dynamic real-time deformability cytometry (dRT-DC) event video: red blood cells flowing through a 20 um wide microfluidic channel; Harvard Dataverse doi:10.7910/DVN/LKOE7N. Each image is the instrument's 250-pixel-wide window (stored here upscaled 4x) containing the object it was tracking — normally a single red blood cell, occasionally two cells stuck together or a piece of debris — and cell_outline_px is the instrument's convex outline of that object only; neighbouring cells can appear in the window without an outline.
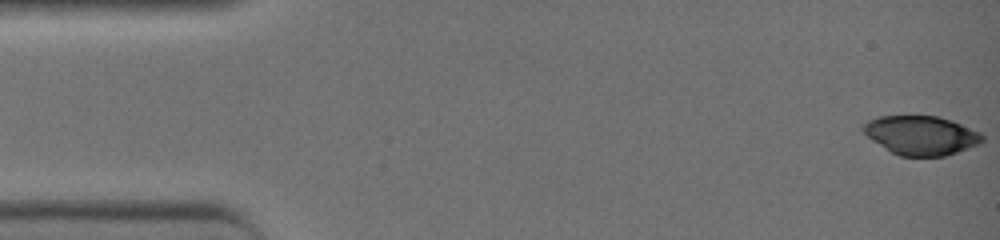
{"species": "common noctule bat (a hibernating species)", "species_latin": "Nyctalus noctula", "temperature_condition": "warm", "stored_images_in_passage": 42, "camera_frame_rate_fps": 3000, "um_per_image_px": 0.085, "animal": {"sex": "female", "body_mass_g": 19.0, "forearm_length_mm": 51.5}, "frame": {"image": 1, "passage_image": 1, "time_ms": 0.0, "image_size_px": [1000, 240], "cell_outline_px": [[984, 140], [980, 144], [944, 156], [900, 156], [892, 152], [872, 140], [864, 132], [864, 124], [868, 120], [880, 116], [940, 116], [952, 120], [980, 132], [984, 136]], "centroid_in_image_um": [78.33, 11.5], "position_along_channel_um": 6.7, "area_um2": 26.93}}
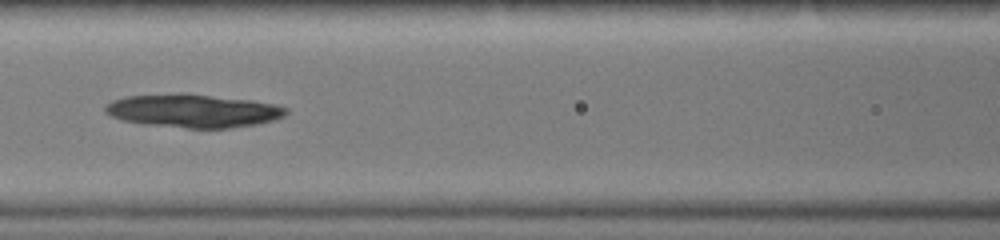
{"frame": {"image": 2, "passage_image": 19, "time_ms": 6.0, "image_size_px": [1000, 240], "cell_outline_px": [[288, 112], [284, 116], [276, 120], [256, 124], [228, 128], [188, 128], [144, 124], [120, 120], [104, 112], [104, 104], [112, 100], [124, 96], [180, 92], [252, 100], [276, 104], [288, 108]], "centroid_in_image_um": [16.39, 9.4], "position_along_channel_um": 150.2, "area_um2": 35.6}}
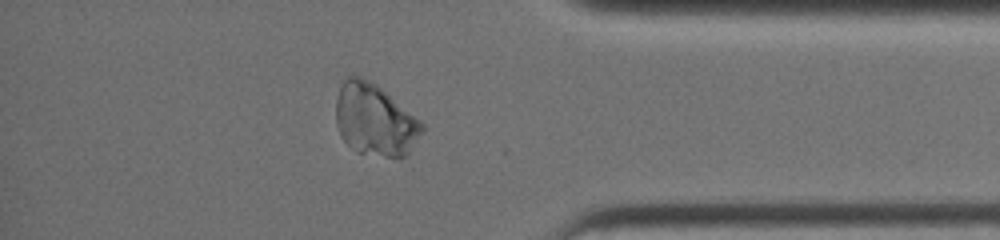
{"frame": {"image": 3, "passage_image": 36, "time_ms": 11.667, "image_size_px": [1000, 240], "cell_outline_px": [[424, 132], [408, 152], [404, 156], [384, 156], [356, 152], [340, 136], [336, 124], [336, 96], [344, 80], [348, 76], [360, 76], [376, 84], [420, 120], [424, 124]], "centroid_in_image_um": [31.85, 10.18], "position_along_channel_um": 403.4, "area_um2": 35.84}}